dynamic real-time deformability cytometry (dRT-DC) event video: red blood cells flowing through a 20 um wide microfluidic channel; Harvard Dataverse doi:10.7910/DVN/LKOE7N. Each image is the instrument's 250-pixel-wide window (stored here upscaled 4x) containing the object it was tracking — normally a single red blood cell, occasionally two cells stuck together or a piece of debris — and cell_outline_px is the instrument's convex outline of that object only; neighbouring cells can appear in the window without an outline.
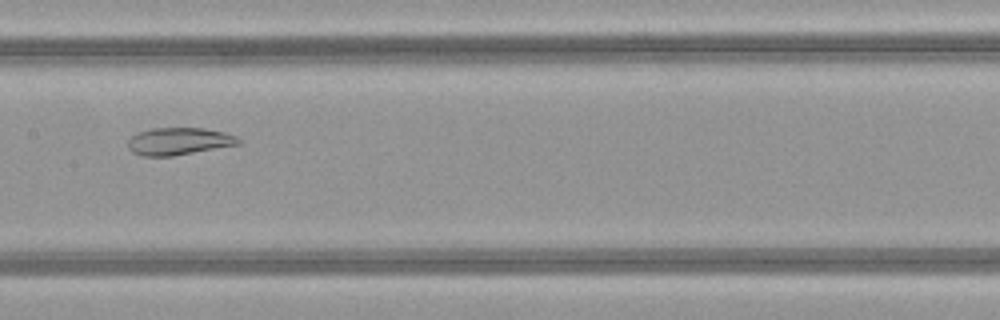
{"species": "common noctule bat (a hibernating species)", "species_latin": "Nyctalus noctula", "temperature_condition": "warm", "stored_images_in_passage": 37, "camera_frame_rate_fps": 3000, "um_per_image_px": 0.085, "animal": {"sex": "female", "body_mass_g": 21.9}, "frame": {"image": 1, "passage_image": 15, "time_ms": 4.667, "image_size_px": [1000, 320], "cell_outline_px": [[240, 144], [172, 156], [140, 156], [132, 152], [128, 148], [128, 140], [136, 132], [152, 128], [204, 128], [224, 132], [236, 136], [240, 140]], "centroid_in_image_um": [15.17, 12.0], "position_along_channel_um": 192.2, "area_um2": 17.63}}
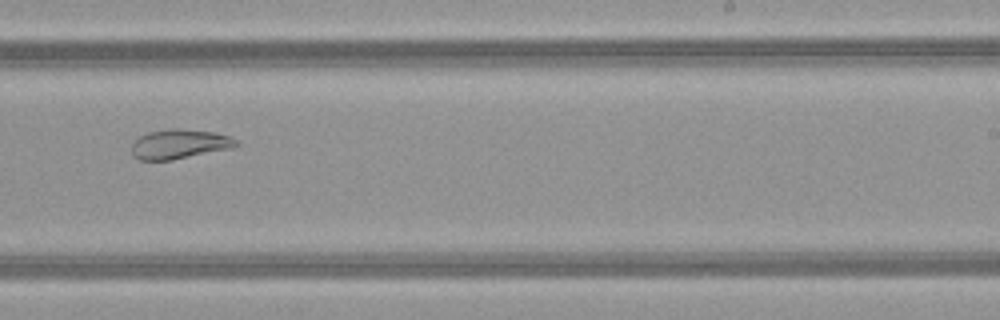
{"frame": {"image": 2, "passage_image": 21, "time_ms": 6.667, "image_size_px": [1000, 320], "cell_outline_px": [[236, 144], [232, 148], [172, 160], [140, 160], [132, 156], [132, 144], [140, 136], [148, 132], [172, 128], [176, 128], [212, 132], [228, 136], [236, 140]], "centroid_in_image_um": [15.2, 12.25], "position_along_channel_um": 273.8, "area_um2": 17.74}}
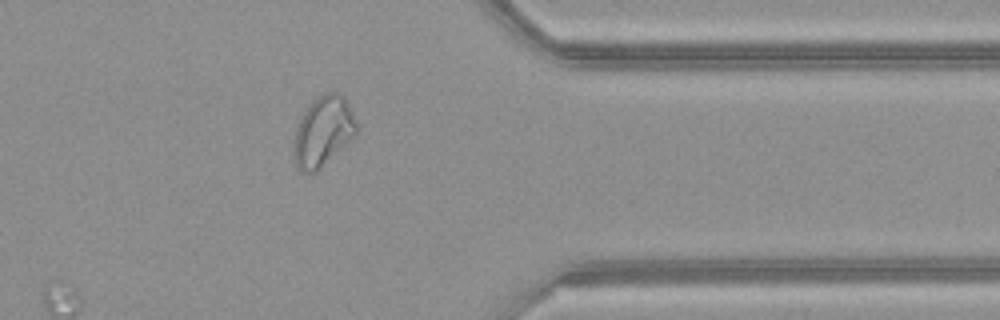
{"frame": {"image": 3, "passage_image": 30, "time_ms": 9.667, "image_size_px": [1000, 320], "cell_outline_px": [[356, 132], [316, 172], [304, 172], [296, 164], [296, 128], [308, 104], [316, 96], [324, 92], [336, 92], [344, 96], [348, 104], [356, 124]], "centroid_in_image_um": [27.46, 11.09], "position_along_channel_um": 383.9, "area_um2": 24.39}}